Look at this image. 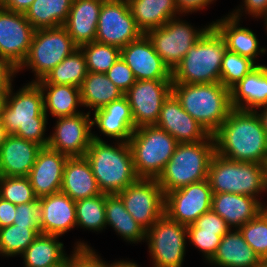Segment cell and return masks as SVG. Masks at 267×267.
I'll return each instance as SVG.
<instances>
[{
  "label": "cell",
  "instance_id": "obj_1",
  "mask_svg": "<svg viewBox=\"0 0 267 267\" xmlns=\"http://www.w3.org/2000/svg\"><path fill=\"white\" fill-rule=\"evenodd\" d=\"M215 153L239 162L264 165L267 159V134L257 109H232L213 134Z\"/></svg>",
  "mask_w": 267,
  "mask_h": 267
},
{
  "label": "cell",
  "instance_id": "obj_2",
  "mask_svg": "<svg viewBox=\"0 0 267 267\" xmlns=\"http://www.w3.org/2000/svg\"><path fill=\"white\" fill-rule=\"evenodd\" d=\"M0 119L8 134L34 142L41 147L48 146L49 137L44 138L47 124L44 96L37 82L28 83L17 93H13L10 88L4 108L0 112Z\"/></svg>",
  "mask_w": 267,
  "mask_h": 267
},
{
  "label": "cell",
  "instance_id": "obj_3",
  "mask_svg": "<svg viewBox=\"0 0 267 267\" xmlns=\"http://www.w3.org/2000/svg\"><path fill=\"white\" fill-rule=\"evenodd\" d=\"M102 193L113 195L135 182L139 177L134 169L133 155L128 142L108 145L92 134V141L85 154Z\"/></svg>",
  "mask_w": 267,
  "mask_h": 267
},
{
  "label": "cell",
  "instance_id": "obj_4",
  "mask_svg": "<svg viewBox=\"0 0 267 267\" xmlns=\"http://www.w3.org/2000/svg\"><path fill=\"white\" fill-rule=\"evenodd\" d=\"M172 93L203 128L213 135L233 109L230 89L220 82L202 84L172 83Z\"/></svg>",
  "mask_w": 267,
  "mask_h": 267
},
{
  "label": "cell",
  "instance_id": "obj_5",
  "mask_svg": "<svg viewBox=\"0 0 267 267\" xmlns=\"http://www.w3.org/2000/svg\"><path fill=\"white\" fill-rule=\"evenodd\" d=\"M226 44L211 26L171 72L172 83L202 84L220 82Z\"/></svg>",
  "mask_w": 267,
  "mask_h": 267
},
{
  "label": "cell",
  "instance_id": "obj_6",
  "mask_svg": "<svg viewBox=\"0 0 267 267\" xmlns=\"http://www.w3.org/2000/svg\"><path fill=\"white\" fill-rule=\"evenodd\" d=\"M215 153L213 135L195 143H178L157 181L164 194L207 179Z\"/></svg>",
  "mask_w": 267,
  "mask_h": 267
},
{
  "label": "cell",
  "instance_id": "obj_7",
  "mask_svg": "<svg viewBox=\"0 0 267 267\" xmlns=\"http://www.w3.org/2000/svg\"><path fill=\"white\" fill-rule=\"evenodd\" d=\"M207 179L212 193H235L257 198V194L267 190L264 165L226 159L217 153L210 160Z\"/></svg>",
  "mask_w": 267,
  "mask_h": 267
},
{
  "label": "cell",
  "instance_id": "obj_8",
  "mask_svg": "<svg viewBox=\"0 0 267 267\" xmlns=\"http://www.w3.org/2000/svg\"><path fill=\"white\" fill-rule=\"evenodd\" d=\"M128 143L137 176L155 179L162 173L178 145L177 140L156 125L136 128Z\"/></svg>",
  "mask_w": 267,
  "mask_h": 267
},
{
  "label": "cell",
  "instance_id": "obj_9",
  "mask_svg": "<svg viewBox=\"0 0 267 267\" xmlns=\"http://www.w3.org/2000/svg\"><path fill=\"white\" fill-rule=\"evenodd\" d=\"M78 48L64 26L36 29L29 53L18 71L29 66L37 78L35 82L39 81Z\"/></svg>",
  "mask_w": 267,
  "mask_h": 267
},
{
  "label": "cell",
  "instance_id": "obj_10",
  "mask_svg": "<svg viewBox=\"0 0 267 267\" xmlns=\"http://www.w3.org/2000/svg\"><path fill=\"white\" fill-rule=\"evenodd\" d=\"M211 26L212 24H209L198 31L190 24L172 18L163 26L149 30L145 35L151 41L163 63L172 72L187 51L200 40Z\"/></svg>",
  "mask_w": 267,
  "mask_h": 267
},
{
  "label": "cell",
  "instance_id": "obj_11",
  "mask_svg": "<svg viewBox=\"0 0 267 267\" xmlns=\"http://www.w3.org/2000/svg\"><path fill=\"white\" fill-rule=\"evenodd\" d=\"M187 226L165 213L146 231L154 267H181L185 255Z\"/></svg>",
  "mask_w": 267,
  "mask_h": 267
},
{
  "label": "cell",
  "instance_id": "obj_12",
  "mask_svg": "<svg viewBox=\"0 0 267 267\" xmlns=\"http://www.w3.org/2000/svg\"><path fill=\"white\" fill-rule=\"evenodd\" d=\"M142 35L127 0H104L98 18L95 41L122 49Z\"/></svg>",
  "mask_w": 267,
  "mask_h": 267
},
{
  "label": "cell",
  "instance_id": "obj_13",
  "mask_svg": "<svg viewBox=\"0 0 267 267\" xmlns=\"http://www.w3.org/2000/svg\"><path fill=\"white\" fill-rule=\"evenodd\" d=\"M117 195L127 212L146 230L164 214L165 194L155 178H138Z\"/></svg>",
  "mask_w": 267,
  "mask_h": 267
},
{
  "label": "cell",
  "instance_id": "obj_14",
  "mask_svg": "<svg viewBox=\"0 0 267 267\" xmlns=\"http://www.w3.org/2000/svg\"><path fill=\"white\" fill-rule=\"evenodd\" d=\"M212 195L208 179L191 183L165 194L164 213L188 226L211 210Z\"/></svg>",
  "mask_w": 267,
  "mask_h": 267
},
{
  "label": "cell",
  "instance_id": "obj_15",
  "mask_svg": "<svg viewBox=\"0 0 267 267\" xmlns=\"http://www.w3.org/2000/svg\"><path fill=\"white\" fill-rule=\"evenodd\" d=\"M172 92V80H136L124 94L131 107L135 127L155 125L164 100Z\"/></svg>",
  "mask_w": 267,
  "mask_h": 267
},
{
  "label": "cell",
  "instance_id": "obj_16",
  "mask_svg": "<svg viewBox=\"0 0 267 267\" xmlns=\"http://www.w3.org/2000/svg\"><path fill=\"white\" fill-rule=\"evenodd\" d=\"M34 33L24 13L0 7V57L19 68L29 53Z\"/></svg>",
  "mask_w": 267,
  "mask_h": 267
},
{
  "label": "cell",
  "instance_id": "obj_17",
  "mask_svg": "<svg viewBox=\"0 0 267 267\" xmlns=\"http://www.w3.org/2000/svg\"><path fill=\"white\" fill-rule=\"evenodd\" d=\"M90 113L58 117L48 147L68 157H84L92 141Z\"/></svg>",
  "mask_w": 267,
  "mask_h": 267
},
{
  "label": "cell",
  "instance_id": "obj_18",
  "mask_svg": "<svg viewBox=\"0 0 267 267\" xmlns=\"http://www.w3.org/2000/svg\"><path fill=\"white\" fill-rule=\"evenodd\" d=\"M155 125L168 132L178 143H195L210 136L203 126L182 108L172 92L164 100Z\"/></svg>",
  "mask_w": 267,
  "mask_h": 267
},
{
  "label": "cell",
  "instance_id": "obj_19",
  "mask_svg": "<svg viewBox=\"0 0 267 267\" xmlns=\"http://www.w3.org/2000/svg\"><path fill=\"white\" fill-rule=\"evenodd\" d=\"M121 58L131 68L136 80H172L170 69L145 34L124 46Z\"/></svg>",
  "mask_w": 267,
  "mask_h": 267
},
{
  "label": "cell",
  "instance_id": "obj_20",
  "mask_svg": "<svg viewBox=\"0 0 267 267\" xmlns=\"http://www.w3.org/2000/svg\"><path fill=\"white\" fill-rule=\"evenodd\" d=\"M68 158L67 155L48 146L39 150L28 175L38 199L61 191L63 172Z\"/></svg>",
  "mask_w": 267,
  "mask_h": 267
},
{
  "label": "cell",
  "instance_id": "obj_21",
  "mask_svg": "<svg viewBox=\"0 0 267 267\" xmlns=\"http://www.w3.org/2000/svg\"><path fill=\"white\" fill-rule=\"evenodd\" d=\"M40 230L43 234L61 236L76 226V206L67 194L57 192L39 198Z\"/></svg>",
  "mask_w": 267,
  "mask_h": 267
},
{
  "label": "cell",
  "instance_id": "obj_22",
  "mask_svg": "<svg viewBox=\"0 0 267 267\" xmlns=\"http://www.w3.org/2000/svg\"><path fill=\"white\" fill-rule=\"evenodd\" d=\"M42 147L9 134L0 147V176L28 177Z\"/></svg>",
  "mask_w": 267,
  "mask_h": 267
},
{
  "label": "cell",
  "instance_id": "obj_23",
  "mask_svg": "<svg viewBox=\"0 0 267 267\" xmlns=\"http://www.w3.org/2000/svg\"><path fill=\"white\" fill-rule=\"evenodd\" d=\"M92 125H97L106 136L129 142L135 131L130 104L125 96L94 111Z\"/></svg>",
  "mask_w": 267,
  "mask_h": 267
},
{
  "label": "cell",
  "instance_id": "obj_24",
  "mask_svg": "<svg viewBox=\"0 0 267 267\" xmlns=\"http://www.w3.org/2000/svg\"><path fill=\"white\" fill-rule=\"evenodd\" d=\"M104 0H73L64 24L74 43L82 45L95 41L98 18Z\"/></svg>",
  "mask_w": 267,
  "mask_h": 267
},
{
  "label": "cell",
  "instance_id": "obj_25",
  "mask_svg": "<svg viewBox=\"0 0 267 267\" xmlns=\"http://www.w3.org/2000/svg\"><path fill=\"white\" fill-rule=\"evenodd\" d=\"M258 198L235 193H213L211 210L225 220L230 228H240L260 213ZM232 226V227H231Z\"/></svg>",
  "mask_w": 267,
  "mask_h": 267
},
{
  "label": "cell",
  "instance_id": "obj_26",
  "mask_svg": "<svg viewBox=\"0 0 267 267\" xmlns=\"http://www.w3.org/2000/svg\"><path fill=\"white\" fill-rule=\"evenodd\" d=\"M240 12H242L241 9H238L228 17L211 24L223 37L227 50L254 61L258 53L263 54L266 49H259V42L253 31L249 28L239 27Z\"/></svg>",
  "mask_w": 267,
  "mask_h": 267
},
{
  "label": "cell",
  "instance_id": "obj_27",
  "mask_svg": "<svg viewBox=\"0 0 267 267\" xmlns=\"http://www.w3.org/2000/svg\"><path fill=\"white\" fill-rule=\"evenodd\" d=\"M61 192L67 194L75 202L102 194L85 156L67 159Z\"/></svg>",
  "mask_w": 267,
  "mask_h": 267
},
{
  "label": "cell",
  "instance_id": "obj_28",
  "mask_svg": "<svg viewBox=\"0 0 267 267\" xmlns=\"http://www.w3.org/2000/svg\"><path fill=\"white\" fill-rule=\"evenodd\" d=\"M230 96L232 108L238 110L255 111L267 105V66L258 64L230 89Z\"/></svg>",
  "mask_w": 267,
  "mask_h": 267
},
{
  "label": "cell",
  "instance_id": "obj_29",
  "mask_svg": "<svg viewBox=\"0 0 267 267\" xmlns=\"http://www.w3.org/2000/svg\"><path fill=\"white\" fill-rule=\"evenodd\" d=\"M231 230L222 237L209 262L219 267H259L262 260L245 241L239 229Z\"/></svg>",
  "mask_w": 267,
  "mask_h": 267
},
{
  "label": "cell",
  "instance_id": "obj_30",
  "mask_svg": "<svg viewBox=\"0 0 267 267\" xmlns=\"http://www.w3.org/2000/svg\"><path fill=\"white\" fill-rule=\"evenodd\" d=\"M137 27L143 34L177 17L174 0H127Z\"/></svg>",
  "mask_w": 267,
  "mask_h": 267
},
{
  "label": "cell",
  "instance_id": "obj_31",
  "mask_svg": "<svg viewBox=\"0 0 267 267\" xmlns=\"http://www.w3.org/2000/svg\"><path fill=\"white\" fill-rule=\"evenodd\" d=\"M106 225L132 243L146 239V229L142 227L126 210L122 199L117 195L105 194Z\"/></svg>",
  "mask_w": 267,
  "mask_h": 267
},
{
  "label": "cell",
  "instance_id": "obj_32",
  "mask_svg": "<svg viewBox=\"0 0 267 267\" xmlns=\"http://www.w3.org/2000/svg\"><path fill=\"white\" fill-rule=\"evenodd\" d=\"M82 106L98 110L124 93L103 73L88 72L80 86Z\"/></svg>",
  "mask_w": 267,
  "mask_h": 267
},
{
  "label": "cell",
  "instance_id": "obj_33",
  "mask_svg": "<svg viewBox=\"0 0 267 267\" xmlns=\"http://www.w3.org/2000/svg\"><path fill=\"white\" fill-rule=\"evenodd\" d=\"M39 86L44 96L46 115L48 109L57 118L81 113L76 110L77 106L82 105L79 87L64 84H39Z\"/></svg>",
  "mask_w": 267,
  "mask_h": 267
},
{
  "label": "cell",
  "instance_id": "obj_34",
  "mask_svg": "<svg viewBox=\"0 0 267 267\" xmlns=\"http://www.w3.org/2000/svg\"><path fill=\"white\" fill-rule=\"evenodd\" d=\"M58 237L40 233L22 254L24 267H53L62 263L68 256Z\"/></svg>",
  "mask_w": 267,
  "mask_h": 267
},
{
  "label": "cell",
  "instance_id": "obj_35",
  "mask_svg": "<svg viewBox=\"0 0 267 267\" xmlns=\"http://www.w3.org/2000/svg\"><path fill=\"white\" fill-rule=\"evenodd\" d=\"M73 0H34L24 13L36 29L64 26Z\"/></svg>",
  "mask_w": 267,
  "mask_h": 267
},
{
  "label": "cell",
  "instance_id": "obj_36",
  "mask_svg": "<svg viewBox=\"0 0 267 267\" xmlns=\"http://www.w3.org/2000/svg\"><path fill=\"white\" fill-rule=\"evenodd\" d=\"M88 73L86 58L81 48L68 55L47 75L36 81L38 84H64L79 87Z\"/></svg>",
  "mask_w": 267,
  "mask_h": 267
},
{
  "label": "cell",
  "instance_id": "obj_37",
  "mask_svg": "<svg viewBox=\"0 0 267 267\" xmlns=\"http://www.w3.org/2000/svg\"><path fill=\"white\" fill-rule=\"evenodd\" d=\"M40 233V228H28L15 224L0 228V254L6 257L22 256Z\"/></svg>",
  "mask_w": 267,
  "mask_h": 267
},
{
  "label": "cell",
  "instance_id": "obj_38",
  "mask_svg": "<svg viewBox=\"0 0 267 267\" xmlns=\"http://www.w3.org/2000/svg\"><path fill=\"white\" fill-rule=\"evenodd\" d=\"M76 226L101 231L106 227L105 193L75 202Z\"/></svg>",
  "mask_w": 267,
  "mask_h": 267
},
{
  "label": "cell",
  "instance_id": "obj_39",
  "mask_svg": "<svg viewBox=\"0 0 267 267\" xmlns=\"http://www.w3.org/2000/svg\"><path fill=\"white\" fill-rule=\"evenodd\" d=\"M88 72L105 74L110 67L121 57V49L97 41L82 45Z\"/></svg>",
  "mask_w": 267,
  "mask_h": 267
},
{
  "label": "cell",
  "instance_id": "obj_40",
  "mask_svg": "<svg viewBox=\"0 0 267 267\" xmlns=\"http://www.w3.org/2000/svg\"><path fill=\"white\" fill-rule=\"evenodd\" d=\"M250 58L226 49L221 63L220 83L231 89L258 65Z\"/></svg>",
  "mask_w": 267,
  "mask_h": 267
},
{
  "label": "cell",
  "instance_id": "obj_41",
  "mask_svg": "<svg viewBox=\"0 0 267 267\" xmlns=\"http://www.w3.org/2000/svg\"><path fill=\"white\" fill-rule=\"evenodd\" d=\"M0 197L16 206L37 199L29 178L25 176H0Z\"/></svg>",
  "mask_w": 267,
  "mask_h": 267
},
{
  "label": "cell",
  "instance_id": "obj_42",
  "mask_svg": "<svg viewBox=\"0 0 267 267\" xmlns=\"http://www.w3.org/2000/svg\"><path fill=\"white\" fill-rule=\"evenodd\" d=\"M239 231L261 260L267 259V220L259 213L251 221L243 224Z\"/></svg>",
  "mask_w": 267,
  "mask_h": 267
},
{
  "label": "cell",
  "instance_id": "obj_43",
  "mask_svg": "<svg viewBox=\"0 0 267 267\" xmlns=\"http://www.w3.org/2000/svg\"><path fill=\"white\" fill-rule=\"evenodd\" d=\"M187 233L190 242L202 251L206 260L209 261L220 245L222 237L217 235V232L202 231L193 224L187 226Z\"/></svg>",
  "mask_w": 267,
  "mask_h": 267
},
{
  "label": "cell",
  "instance_id": "obj_44",
  "mask_svg": "<svg viewBox=\"0 0 267 267\" xmlns=\"http://www.w3.org/2000/svg\"><path fill=\"white\" fill-rule=\"evenodd\" d=\"M40 219L41 203L37 198L33 202L17 205L13 224L28 228H40Z\"/></svg>",
  "mask_w": 267,
  "mask_h": 267
},
{
  "label": "cell",
  "instance_id": "obj_45",
  "mask_svg": "<svg viewBox=\"0 0 267 267\" xmlns=\"http://www.w3.org/2000/svg\"><path fill=\"white\" fill-rule=\"evenodd\" d=\"M105 74L124 94L136 82L133 71L121 57Z\"/></svg>",
  "mask_w": 267,
  "mask_h": 267
},
{
  "label": "cell",
  "instance_id": "obj_46",
  "mask_svg": "<svg viewBox=\"0 0 267 267\" xmlns=\"http://www.w3.org/2000/svg\"><path fill=\"white\" fill-rule=\"evenodd\" d=\"M72 256H70V267H106L99 255L84 242H77Z\"/></svg>",
  "mask_w": 267,
  "mask_h": 267
},
{
  "label": "cell",
  "instance_id": "obj_47",
  "mask_svg": "<svg viewBox=\"0 0 267 267\" xmlns=\"http://www.w3.org/2000/svg\"><path fill=\"white\" fill-rule=\"evenodd\" d=\"M192 224L196 228L202 229V231L217 232V235L221 237L230 230L225 220L212 210L202 214Z\"/></svg>",
  "mask_w": 267,
  "mask_h": 267
},
{
  "label": "cell",
  "instance_id": "obj_48",
  "mask_svg": "<svg viewBox=\"0 0 267 267\" xmlns=\"http://www.w3.org/2000/svg\"><path fill=\"white\" fill-rule=\"evenodd\" d=\"M17 206L0 197V228L13 224Z\"/></svg>",
  "mask_w": 267,
  "mask_h": 267
},
{
  "label": "cell",
  "instance_id": "obj_49",
  "mask_svg": "<svg viewBox=\"0 0 267 267\" xmlns=\"http://www.w3.org/2000/svg\"><path fill=\"white\" fill-rule=\"evenodd\" d=\"M17 72V67L9 60L0 57V86H12V78Z\"/></svg>",
  "mask_w": 267,
  "mask_h": 267
},
{
  "label": "cell",
  "instance_id": "obj_50",
  "mask_svg": "<svg viewBox=\"0 0 267 267\" xmlns=\"http://www.w3.org/2000/svg\"><path fill=\"white\" fill-rule=\"evenodd\" d=\"M179 13H188L203 9L214 0H174Z\"/></svg>",
  "mask_w": 267,
  "mask_h": 267
},
{
  "label": "cell",
  "instance_id": "obj_51",
  "mask_svg": "<svg viewBox=\"0 0 267 267\" xmlns=\"http://www.w3.org/2000/svg\"><path fill=\"white\" fill-rule=\"evenodd\" d=\"M244 6L253 17H263L267 12V0H244Z\"/></svg>",
  "mask_w": 267,
  "mask_h": 267
},
{
  "label": "cell",
  "instance_id": "obj_52",
  "mask_svg": "<svg viewBox=\"0 0 267 267\" xmlns=\"http://www.w3.org/2000/svg\"><path fill=\"white\" fill-rule=\"evenodd\" d=\"M34 0H0V7L10 11L25 13Z\"/></svg>",
  "mask_w": 267,
  "mask_h": 267
},
{
  "label": "cell",
  "instance_id": "obj_53",
  "mask_svg": "<svg viewBox=\"0 0 267 267\" xmlns=\"http://www.w3.org/2000/svg\"><path fill=\"white\" fill-rule=\"evenodd\" d=\"M13 86H0V112L4 108L8 90Z\"/></svg>",
  "mask_w": 267,
  "mask_h": 267
},
{
  "label": "cell",
  "instance_id": "obj_54",
  "mask_svg": "<svg viewBox=\"0 0 267 267\" xmlns=\"http://www.w3.org/2000/svg\"><path fill=\"white\" fill-rule=\"evenodd\" d=\"M106 267H139L135 262L132 263L130 261H118L115 263L108 264Z\"/></svg>",
  "mask_w": 267,
  "mask_h": 267
},
{
  "label": "cell",
  "instance_id": "obj_55",
  "mask_svg": "<svg viewBox=\"0 0 267 267\" xmlns=\"http://www.w3.org/2000/svg\"><path fill=\"white\" fill-rule=\"evenodd\" d=\"M264 108L263 112L261 111V113H258V116L262 122L263 128L267 134V105L262 106Z\"/></svg>",
  "mask_w": 267,
  "mask_h": 267
},
{
  "label": "cell",
  "instance_id": "obj_56",
  "mask_svg": "<svg viewBox=\"0 0 267 267\" xmlns=\"http://www.w3.org/2000/svg\"><path fill=\"white\" fill-rule=\"evenodd\" d=\"M8 135L9 134L7 133L4 124L2 123L0 119V147L5 142Z\"/></svg>",
  "mask_w": 267,
  "mask_h": 267
},
{
  "label": "cell",
  "instance_id": "obj_57",
  "mask_svg": "<svg viewBox=\"0 0 267 267\" xmlns=\"http://www.w3.org/2000/svg\"><path fill=\"white\" fill-rule=\"evenodd\" d=\"M53 267H70V257H67L62 263Z\"/></svg>",
  "mask_w": 267,
  "mask_h": 267
},
{
  "label": "cell",
  "instance_id": "obj_58",
  "mask_svg": "<svg viewBox=\"0 0 267 267\" xmlns=\"http://www.w3.org/2000/svg\"><path fill=\"white\" fill-rule=\"evenodd\" d=\"M260 213L265 217V219L267 220V206H264L261 203V207H260Z\"/></svg>",
  "mask_w": 267,
  "mask_h": 267
},
{
  "label": "cell",
  "instance_id": "obj_59",
  "mask_svg": "<svg viewBox=\"0 0 267 267\" xmlns=\"http://www.w3.org/2000/svg\"><path fill=\"white\" fill-rule=\"evenodd\" d=\"M264 166H265V182L267 183V159Z\"/></svg>",
  "mask_w": 267,
  "mask_h": 267
},
{
  "label": "cell",
  "instance_id": "obj_60",
  "mask_svg": "<svg viewBox=\"0 0 267 267\" xmlns=\"http://www.w3.org/2000/svg\"><path fill=\"white\" fill-rule=\"evenodd\" d=\"M260 267H267V259L261 261Z\"/></svg>",
  "mask_w": 267,
  "mask_h": 267
},
{
  "label": "cell",
  "instance_id": "obj_61",
  "mask_svg": "<svg viewBox=\"0 0 267 267\" xmlns=\"http://www.w3.org/2000/svg\"><path fill=\"white\" fill-rule=\"evenodd\" d=\"M263 17L265 19V25H266V30H267V12H266V14Z\"/></svg>",
  "mask_w": 267,
  "mask_h": 267
}]
</instances>
